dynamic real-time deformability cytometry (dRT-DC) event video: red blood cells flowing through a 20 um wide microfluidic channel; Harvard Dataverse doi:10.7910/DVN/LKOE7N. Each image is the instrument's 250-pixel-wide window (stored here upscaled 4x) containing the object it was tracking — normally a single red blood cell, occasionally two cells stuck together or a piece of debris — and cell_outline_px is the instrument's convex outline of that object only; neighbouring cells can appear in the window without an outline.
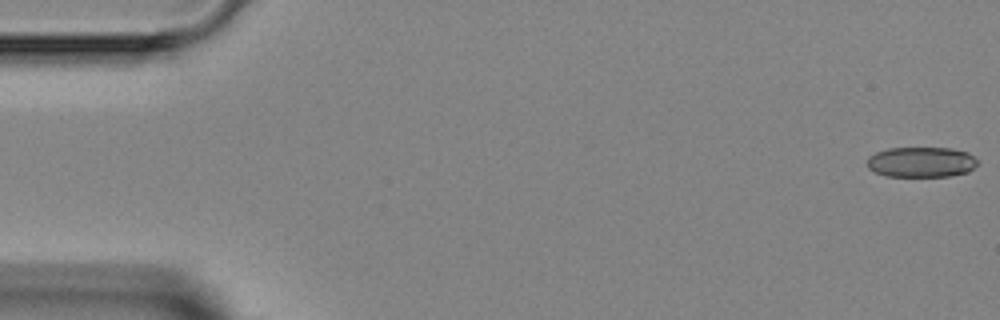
{"species": "Egyptian fruit bat (a non-hibernating species)", "species_latin": "Rousettus aegyptiacus", "temperature_condition": "room temperature", "stored_images_in_passage": 4, "camera_frame_rate_fps": 3000, "um_per_image_px": 0.085, "animal": {"sex": "female"}, "frame": {"image": 1, "passage_image": 1, "time_ms": 0.0, "image_size_px": [1000, 320], "cell_outline_px": [[976, 164], [968, 172], [948, 176], [888, 176], [876, 172], [868, 168], [868, 156], [876, 152], [888, 148], [952, 148], [968, 152], [976, 160]], "centroid_in_image_um": [78.29, 13.77], "position_along_channel_um": 6.7, "area_um2": 19.36}}
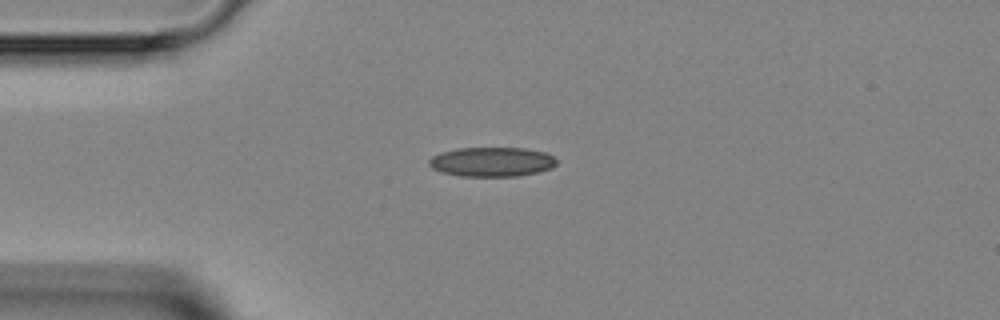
{"frame": {"image": 2, "passage_image": 4, "time_ms": 3.667, "image_size_px": [1000, 320], "cell_outline_px": [[556, 164], [552, 168], [536, 172], [516, 176], [460, 176], [440, 172], [432, 168], [428, 164], [428, 160], [432, 156], [440, 152], [456, 148], [524, 148], [544, 152], [552, 156], [556, 160]], "centroid_in_image_um": [41.75, 13.75], "position_along_channel_um": 43.2, "area_um2": 21.91}}